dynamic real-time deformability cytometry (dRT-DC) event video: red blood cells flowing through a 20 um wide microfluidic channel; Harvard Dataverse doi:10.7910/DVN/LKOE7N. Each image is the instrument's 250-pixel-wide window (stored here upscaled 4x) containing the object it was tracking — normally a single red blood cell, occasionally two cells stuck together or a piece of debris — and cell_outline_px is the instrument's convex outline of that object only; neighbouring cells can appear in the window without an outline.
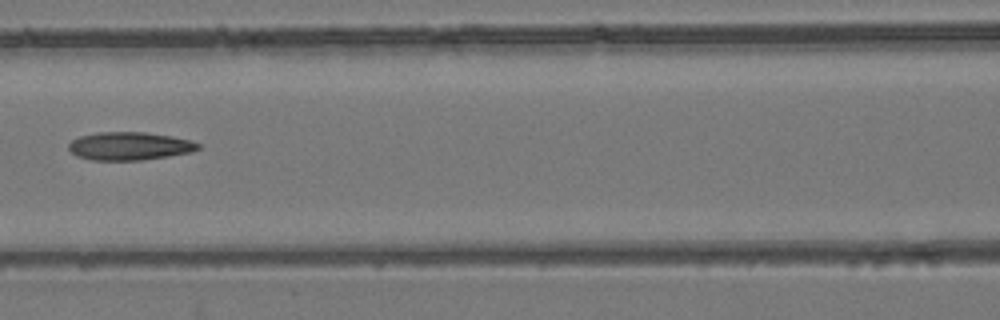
{"species": "common noctule bat (a hibernating species)", "species_latin": "Nyctalus noctula", "temperature_condition": "room temperature", "stored_images_in_passage": 6, "camera_frame_rate_fps": 3000, "um_per_image_px": 0.085, "animal": {"sex": "female", "body_mass_g": 24.6, "forearm_length_mm": 56.2}, "frame": {"image": 1, "passage_image": 4, "time_ms": 1.0, "image_size_px": [1000, 320], "cell_outline_px": [[200, 148], [192, 152], [168, 156], [140, 160], [92, 160], [76, 156], [68, 148], [68, 144], [72, 140], [80, 136], [96, 132], [144, 132], [172, 136], [192, 140], [200, 144]], "centroid_in_image_um": [11.01, 12.41], "position_along_channel_um": 155.6, "area_um2": 21.27}}
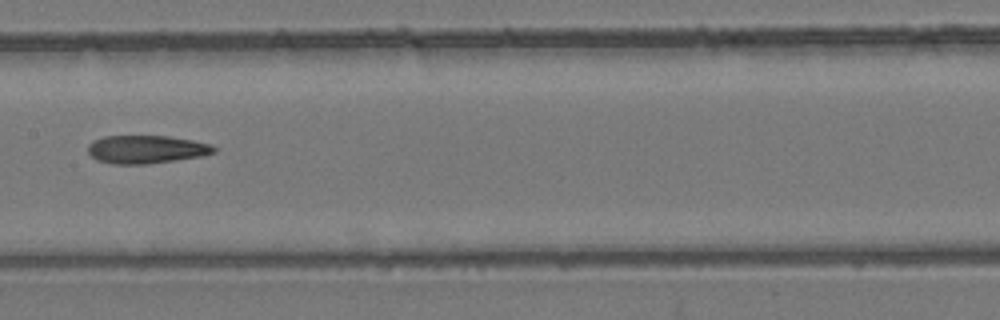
{"frame": {"image": 2, "passage_image": 5, "time_ms": 1.333, "image_size_px": [1000, 320], "cell_outline_px": [[216, 152], [200, 156], [176, 160], [148, 164], [112, 164], [96, 160], [88, 152], [88, 144], [92, 140], [104, 136], [168, 136], [192, 140], [212, 144], [216, 148]], "centroid_in_image_um": [12.42, 12.69], "position_along_channel_um": 195.0, "area_um2": 20.75}}
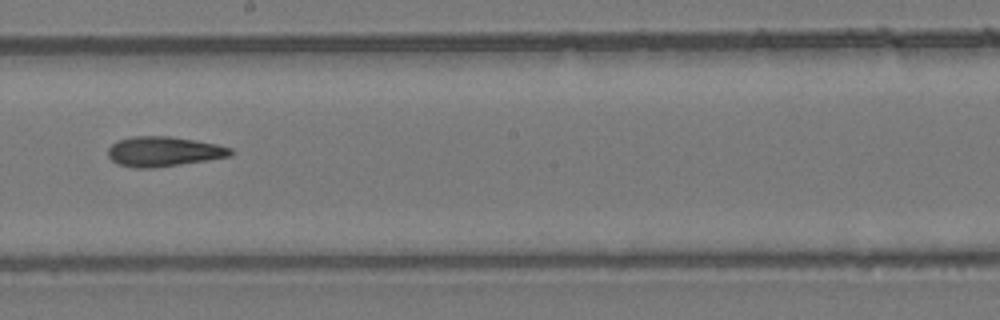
{"frame": {"image": 3, "passage_image": 6, "time_ms": 1.667, "image_size_px": [1000, 320], "cell_outline_px": [[236, 152], [232, 156], [180, 164], [152, 168], [136, 168], [116, 164], [108, 156], [108, 148], [116, 140], [132, 136], [168, 136], [196, 140], [216, 144], [232, 148]], "centroid_in_image_um": [13.91, 12.87], "position_along_channel_um": 234.3, "area_um2": 21.5}}